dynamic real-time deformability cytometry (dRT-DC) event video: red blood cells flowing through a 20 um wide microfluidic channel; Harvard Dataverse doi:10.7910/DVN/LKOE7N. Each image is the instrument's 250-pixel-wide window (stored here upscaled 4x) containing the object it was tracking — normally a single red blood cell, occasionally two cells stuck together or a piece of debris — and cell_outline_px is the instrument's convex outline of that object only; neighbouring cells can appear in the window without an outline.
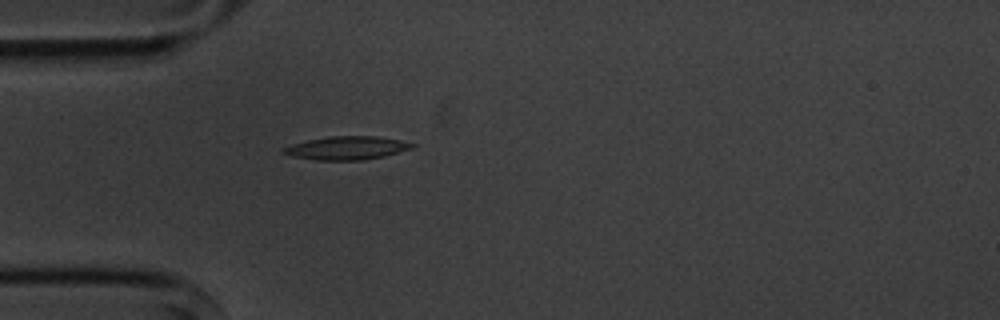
{"species": "common noctule bat (a hibernating species)", "species_latin": "Nyctalus noctula", "temperature_condition": "cold", "stored_images_in_passage": 1, "camera_frame_rate_fps": 3000, "um_per_image_px": 0.085, "animal": {"sex": "male", "body_mass_g": 20.1, "forearm_length_mm": 53.5}, "frame": {"image": 1, "passage_image": 1, "time_ms": 0.0, "image_size_px": [1000, 320], "cell_outline_px": [[416, 148], [384, 156], [364, 160], [316, 160], [292, 156], [280, 152], [280, 148], [292, 144], [308, 140], [328, 136], [376, 136], [400, 140], [416, 144]], "centroid_in_image_um": [29.48, 12.58], "position_along_channel_um": 55.5, "area_um2": 17.69}}